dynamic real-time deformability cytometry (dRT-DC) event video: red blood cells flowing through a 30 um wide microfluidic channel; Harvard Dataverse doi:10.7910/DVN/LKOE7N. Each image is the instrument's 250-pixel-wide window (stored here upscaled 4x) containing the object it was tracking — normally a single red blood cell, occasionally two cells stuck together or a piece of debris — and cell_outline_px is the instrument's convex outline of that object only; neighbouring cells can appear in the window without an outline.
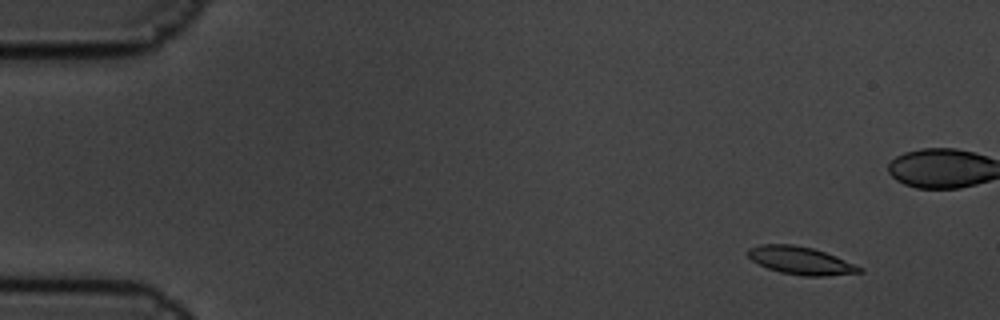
{"species": "common noctule bat (a hibernating species)", "species_latin": "Nyctalus noctula", "temperature_condition": "cold", "stored_images_in_passage": 5, "camera_frame_rate_fps": 3000, "um_per_image_px": 0.085, "animal": {"sex": "male", "body_mass_g": 19.5, "forearm_length_mm": 54.6}, "frame": {"image": 1, "passage_image": 1, "time_ms": 0.0, "image_size_px": [1000, 320], "cell_outline_px": [[864, 272], [824, 276], [804, 276], [780, 272], [768, 268], [752, 260], [748, 256], [748, 248], [760, 244], [792, 244], [812, 248], [836, 256], [864, 268]], "centroid_in_image_um": [68.07, 22.15], "position_along_channel_um": 16.9, "area_um2": 17.98}}